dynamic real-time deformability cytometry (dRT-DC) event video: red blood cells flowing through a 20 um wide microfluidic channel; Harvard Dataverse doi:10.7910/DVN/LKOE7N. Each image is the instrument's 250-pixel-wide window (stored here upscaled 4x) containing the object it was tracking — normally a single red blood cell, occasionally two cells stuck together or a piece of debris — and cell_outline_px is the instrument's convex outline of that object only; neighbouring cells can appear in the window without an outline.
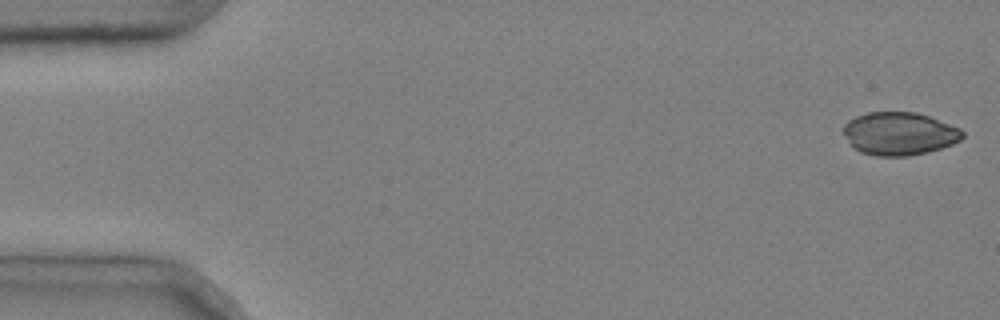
{"species": "common noctule bat (a hibernating species)", "species_latin": "Nyctalus noctula", "temperature_condition": "cold", "stored_images_in_passage": 49, "camera_frame_rate_fps": 3000, "um_per_image_px": 0.085, "animal": {"sex": "male", "body_mass_g": 20.4}, "frame": {"image": 1, "passage_image": 1, "time_ms": 0.0, "image_size_px": [1000, 320], "cell_outline_px": [[964, 136], [960, 140], [952, 144], [928, 152], [908, 156], [876, 156], [860, 152], [852, 148], [844, 136], [844, 124], [848, 120], [856, 116], [868, 112], [916, 112], [928, 116], [960, 128], [964, 132]], "centroid_in_image_um": [76.42, 11.36], "position_along_channel_um": 8.6, "area_um2": 29.94}}
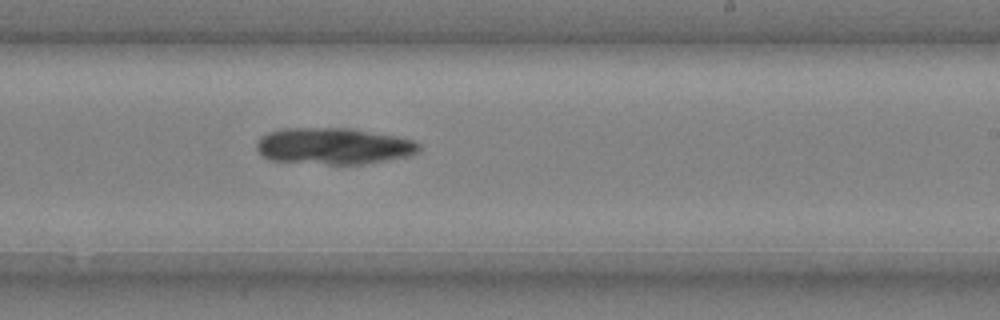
{"frame": {"image": 2, "passage_image": 32, "time_ms": 10.333, "image_size_px": [1000, 320], "cell_outline_px": [[420, 152], [408, 156], [364, 164], [328, 164], [272, 160], [264, 156], [256, 148], [256, 144], [260, 136], [268, 132], [284, 128], [352, 128], [396, 136], [412, 140], [420, 144]], "centroid_in_image_um": [28.37, 12.41], "position_along_channel_um": 260.6, "area_um2": 34.51}}
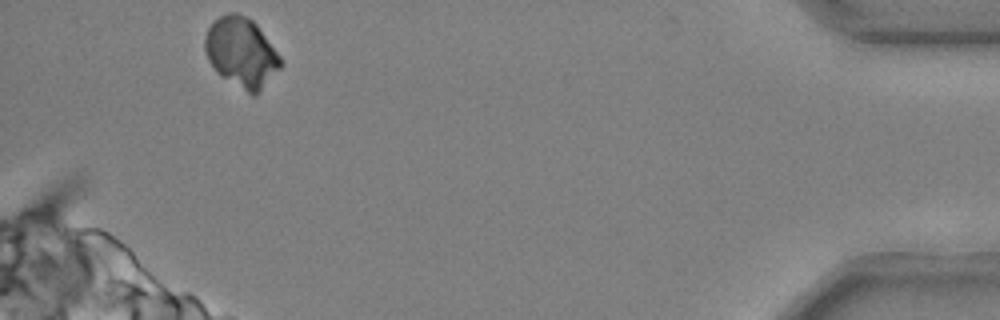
{"frame": {"image": 3, "passage_image": 49, "time_ms": 16.0, "image_size_px": [1000, 320], "cell_outline_px": [[284, 64], [260, 92], [256, 96], [252, 96], [216, 72], [208, 60], [204, 48], [204, 36], [212, 20], [228, 12], [236, 12], [252, 20], [256, 24], [280, 56]], "centroid_in_image_um": [20.51, 4.46], "position_along_channel_um": 414.7, "area_um2": 30.92}}